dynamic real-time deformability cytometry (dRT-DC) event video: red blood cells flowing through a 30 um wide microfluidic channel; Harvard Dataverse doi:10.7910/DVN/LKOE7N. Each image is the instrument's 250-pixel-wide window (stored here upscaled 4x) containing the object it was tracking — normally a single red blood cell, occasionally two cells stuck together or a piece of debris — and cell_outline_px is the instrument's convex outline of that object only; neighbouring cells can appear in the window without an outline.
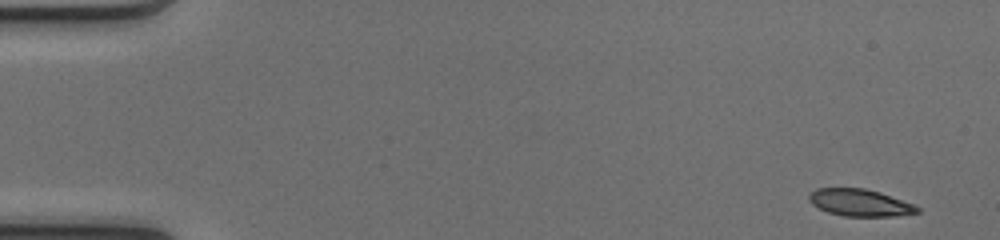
{"species": "common noctule bat (a hibernating species)", "species_latin": "Nyctalus noctula", "temperature_condition": "cold", "stored_images_in_passage": 50, "camera_frame_rate_fps": 3000, "um_per_image_px": 0.085, "animal": {"sex": "female", "body_mass_g": 17.0, "forearm_length_mm": 48.0}, "frame": {"image": 1, "passage_image": 1, "time_ms": 0.0, "image_size_px": [1000, 240], "cell_outline_px": [[920, 212], [896, 216], [844, 216], [828, 212], [812, 204], [808, 200], [808, 196], [816, 188], [864, 188], [880, 192], [912, 204], [920, 208]], "centroid_in_image_um": [73.08, 17.23], "position_along_channel_um": 11.9, "area_um2": 16.94}}
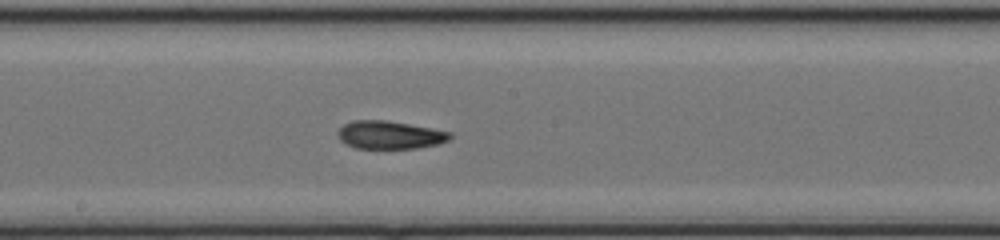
{"frame": {"image": 2, "passage_image": 26, "time_ms": 8.333, "image_size_px": [1000, 240], "cell_outline_px": [[452, 136], [448, 140], [436, 144], [416, 148], [356, 148], [340, 140], [336, 136], [336, 132], [344, 124], [352, 120], [388, 120], [432, 128], [452, 132]], "centroid_in_image_um": [33.11, 11.45], "position_along_channel_um": 215.1, "area_um2": 18.32}}
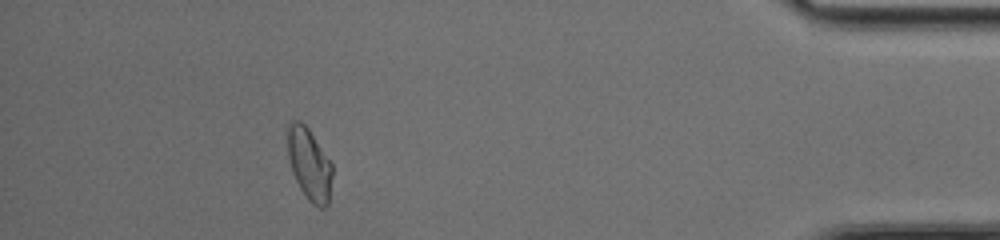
{"frame": {"image": 3, "passage_image": 44, "time_ms": 14.333, "image_size_px": [1000, 240], "cell_outline_px": [[332, 176], [328, 204], [324, 208], [320, 208], [312, 204], [308, 200], [300, 188], [292, 172], [288, 156], [288, 124], [292, 120], [300, 120], [308, 128], [332, 164]], "centroid_in_image_um": [26.29, 13.96], "position_along_channel_um": 408.9, "area_um2": 18.61}, "authors_computed_cell_mechanics": {"area_um2": 18.6116, "velocity_mm_per_s": 4.1274, "shape_relaxation_time_tau1_ms": 6.5254, "shape_relaxation_time_tau2_ms": 2.9299, "deformation_change_tau1": 0.1826, "deformation_change_tau2": 0.0943}}